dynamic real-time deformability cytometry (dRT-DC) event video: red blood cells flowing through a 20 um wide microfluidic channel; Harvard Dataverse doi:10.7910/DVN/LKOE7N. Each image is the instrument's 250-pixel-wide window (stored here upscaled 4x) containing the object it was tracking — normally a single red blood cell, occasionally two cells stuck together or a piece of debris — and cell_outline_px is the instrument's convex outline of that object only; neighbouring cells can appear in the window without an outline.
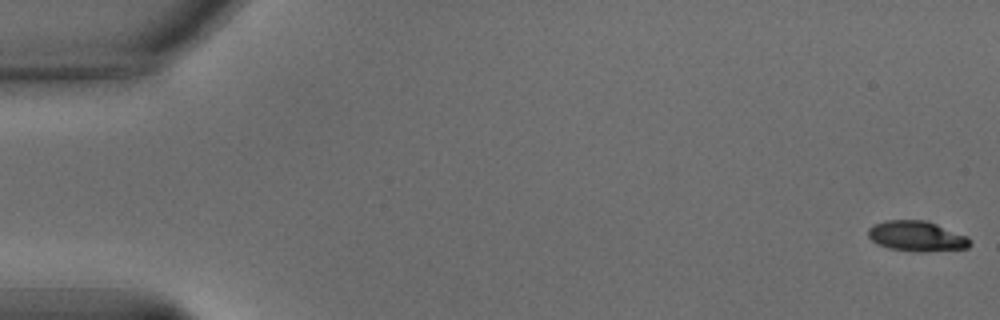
{"species": "common noctule bat (a hibernating species)", "species_latin": "Nyctalus noctula", "temperature_condition": "warm", "stored_images_in_passage": 58, "camera_frame_rate_fps": 3000, "um_per_image_px": 0.085, "animal": {"sex": "male", "body_mass_g": 15.6}, "frame": {"image": 1, "passage_image": 1, "time_ms": 0.0, "image_size_px": [1000, 320], "cell_outline_px": [[972, 244], [968, 248], [924, 252], [916, 252], [888, 248], [876, 244], [868, 236], [868, 228], [872, 224], [888, 220], [924, 220], [936, 224], [968, 236], [972, 240]], "centroid_in_image_um": [77.93, 20.08], "position_along_channel_um": 7.1, "area_um2": 18.21}}
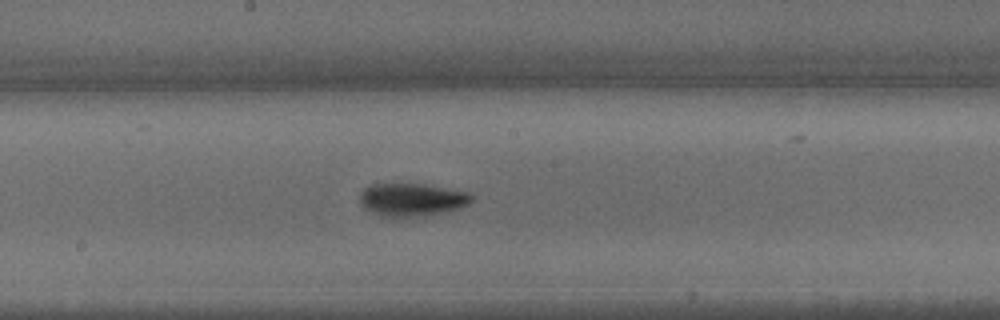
{"frame": {"image": 2, "passage_image": 31, "time_ms": 10.0, "image_size_px": [1000, 320], "cell_outline_px": [[472, 200], [468, 204], [460, 208], [444, 212], [404, 220], [392, 220], [380, 216], [364, 208], [360, 204], [360, 192], [364, 188], [372, 184], [424, 184], [472, 192]], "centroid_in_image_um": [34.99, 17.02], "position_along_channel_um": 213.2, "area_um2": 22.31}}
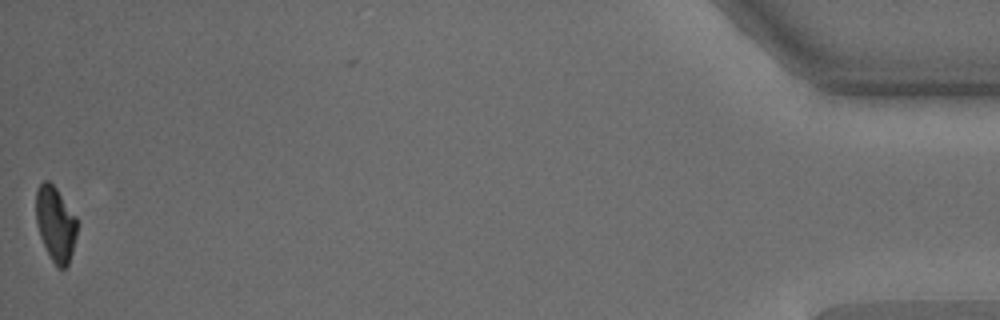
{"frame": {"image": 3, "passage_image": 57, "time_ms": 18.667, "image_size_px": [1000, 320], "cell_outline_px": [[76, 236], [72, 252], [68, 264], [64, 268], [60, 268], [52, 260], [40, 236], [36, 224], [36, 188], [44, 180], [48, 180], [56, 188], [76, 216]], "centroid_in_image_um": [4.7, 18.99], "position_along_channel_um": 430.5, "area_um2": 17.69}, "authors_computed_cell_mechanics": {"area_um2": 19.5075, "velocity_mm_per_s": 3.5836, "shape_relaxation_time_tau1_ms": 2.171, "shape_relaxation_time_tau2_ms": 5.0869, "deformation_change_tau1": 0.1485, "deformation_change_tau2": 0.0969}}